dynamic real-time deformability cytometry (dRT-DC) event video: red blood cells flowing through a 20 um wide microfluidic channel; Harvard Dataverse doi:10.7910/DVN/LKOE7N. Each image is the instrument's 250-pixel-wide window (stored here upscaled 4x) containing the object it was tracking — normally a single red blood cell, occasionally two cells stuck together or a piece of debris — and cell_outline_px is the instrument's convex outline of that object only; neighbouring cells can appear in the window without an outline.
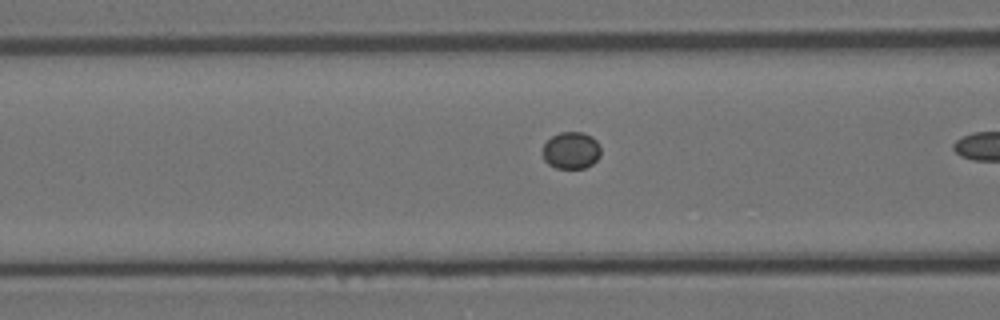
{"species": "Egyptian fruit bat (a non-hibernating species)", "species_latin": "Rousettus aegyptiacus", "temperature_condition": "room temperature", "stored_images_in_passage": 8, "camera_frame_rate_fps": 3000, "um_per_image_px": 0.085, "animal": {"sex": "female"}, "frame": {"image": 1, "passage_image": 7, "time_ms": 2.0, "image_size_px": [1000, 320], "cell_outline_px": [[600, 156], [592, 164], [584, 168], [556, 168], [548, 164], [544, 160], [544, 144], [552, 136], [560, 132], [580, 132], [592, 136], [596, 140], [600, 148]], "centroid_in_image_um": [48.56, 12.78], "position_along_channel_um": 118.0, "area_um2": 12.43}}